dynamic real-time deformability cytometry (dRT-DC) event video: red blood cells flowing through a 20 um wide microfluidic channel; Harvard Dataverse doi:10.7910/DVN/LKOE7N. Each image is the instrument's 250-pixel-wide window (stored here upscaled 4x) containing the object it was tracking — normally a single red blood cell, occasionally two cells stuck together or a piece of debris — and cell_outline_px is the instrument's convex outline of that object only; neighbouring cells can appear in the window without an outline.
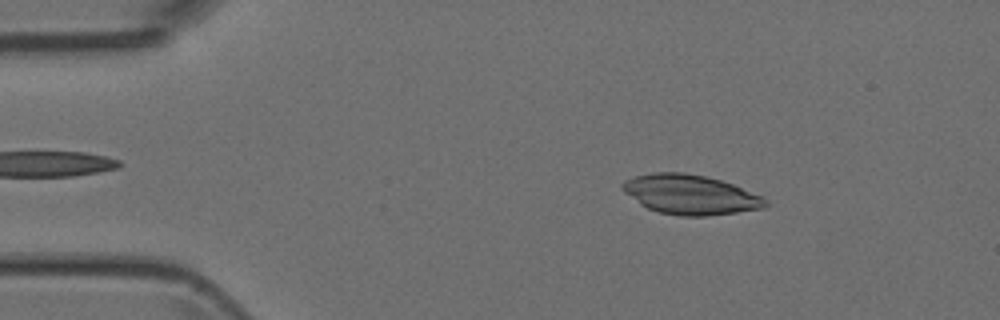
{"species": "Egyptian fruit bat (a non-hibernating species)", "species_latin": "Rousettus aegyptiacus", "temperature_condition": "room temperature", "stored_images_in_passage": 45, "camera_frame_rate_fps": 3000, "um_per_image_px": 0.085, "animal": {"sex": "female"}, "frame": {"image": 1, "passage_image": 3, "time_ms": 0.667, "image_size_px": [1000, 320], "cell_outline_px": [[768, 204], [764, 208], [708, 216], [680, 216], [660, 212], [648, 208], [640, 204], [624, 192], [620, 188], [620, 184], [624, 180], [636, 176], [656, 172], [684, 172], [704, 176], [720, 180], [732, 184], [764, 196], [768, 200]], "centroid_in_image_um": [58.68, 16.54], "position_along_channel_um": 26.3, "area_um2": 33.06}}
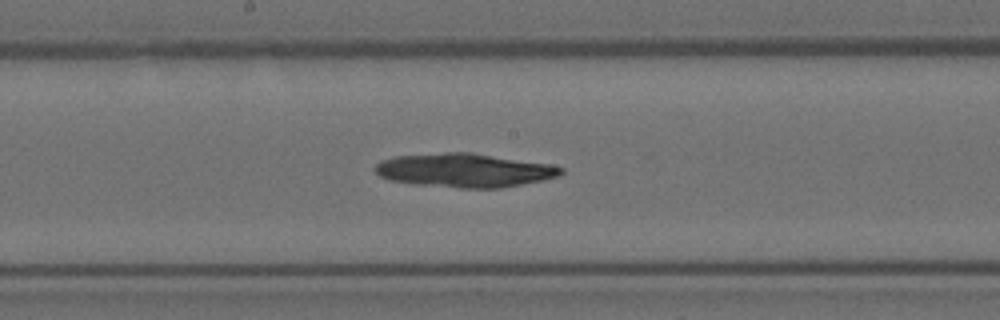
{"frame": {"image": 2, "passage_image": 21, "time_ms": 6.667, "image_size_px": [1000, 320], "cell_outline_px": [[564, 172], [560, 176], [500, 188], [460, 188], [416, 184], [388, 180], [380, 176], [376, 172], [376, 164], [380, 160], [396, 156], [448, 152], [472, 152], [548, 164], [564, 168]], "centroid_in_image_um": [39.46, 14.47], "position_along_channel_um": 208.7, "area_um2": 36.41}}
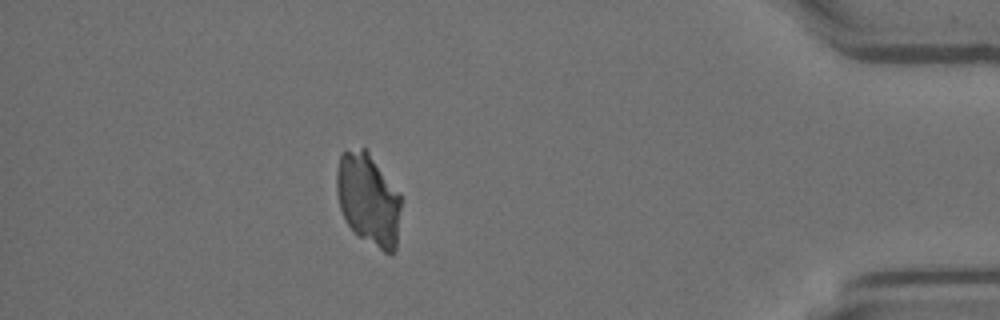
{"frame": {"image": 3, "passage_image": 39, "time_ms": 12.667, "image_size_px": [1000, 320], "cell_outline_px": [[404, 200], [396, 248], [392, 252], [384, 252], [360, 236], [348, 224], [340, 208], [336, 192], [336, 172], [340, 152], [360, 148], [364, 148], [368, 152], [400, 192]], "centroid_in_image_um": [31.35, 16.93], "position_along_channel_um": 403.9, "area_um2": 34.85}}